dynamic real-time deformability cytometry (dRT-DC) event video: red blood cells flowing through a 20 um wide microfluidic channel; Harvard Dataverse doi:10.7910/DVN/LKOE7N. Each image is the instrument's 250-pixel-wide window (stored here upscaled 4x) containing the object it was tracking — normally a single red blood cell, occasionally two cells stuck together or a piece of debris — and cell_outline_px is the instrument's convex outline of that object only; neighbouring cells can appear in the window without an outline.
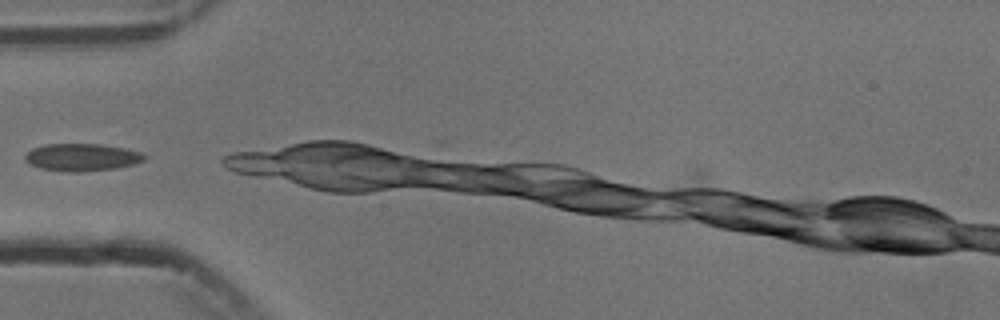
{"species": "common noctule bat (a hibernating species)", "species_latin": "Nyctalus noctula", "temperature_condition": "cold", "stored_images_in_passage": 3, "camera_frame_rate_fps": 3000, "um_per_image_px": 0.085, "animal": {"sex": "male", "body_mass_g": 13.3}, "frame": {"image": 1, "passage_image": 1, "time_ms": 0.0, "image_size_px": [1000, 320], "cell_outline_px": [[148, 156], [144, 160], [132, 164], [116, 168], [80, 172], [68, 172], [40, 168], [28, 164], [24, 160], [24, 156], [32, 148], [44, 144], [100, 144], [124, 148], [144, 152]], "centroid_in_image_um": [6.95, 13.36], "position_along_channel_um": 78.0, "area_um2": 19.25}}